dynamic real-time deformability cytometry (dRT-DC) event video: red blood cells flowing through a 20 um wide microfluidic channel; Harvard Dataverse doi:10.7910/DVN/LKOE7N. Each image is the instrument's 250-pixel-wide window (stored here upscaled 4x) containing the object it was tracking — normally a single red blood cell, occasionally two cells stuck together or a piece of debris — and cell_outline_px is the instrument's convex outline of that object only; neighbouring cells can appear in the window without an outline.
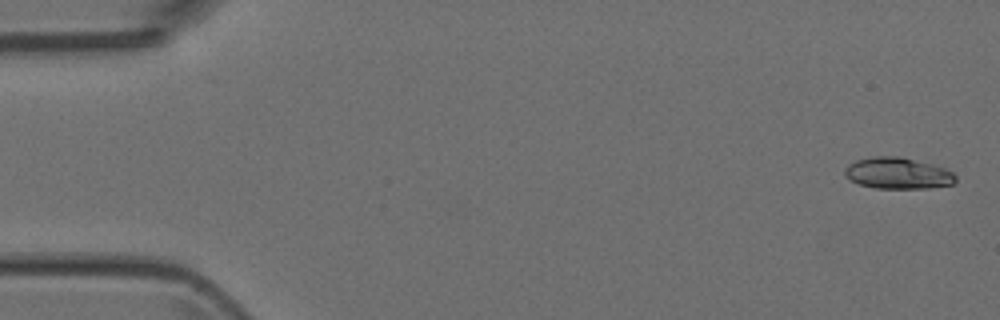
{"species": "Egyptian fruit bat (a non-hibernating species)", "species_latin": "Rousettus aegyptiacus", "temperature_condition": "room temperature", "stored_images_in_passage": 51, "camera_frame_rate_fps": 3000, "um_per_image_px": 0.085, "animal": {"sex": "female"}, "frame": {"image": 1, "passage_image": 1, "time_ms": 0.0, "image_size_px": [1000, 320], "cell_outline_px": [[956, 180], [952, 184], [928, 188], [876, 188], [860, 184], [844, 176], [844, 168], [848, 164], [856, 160], [872, 156], [900, 156], [932, 164], [944, 168], [952, 172], [956, 176]], "centroid_in_image_um": [76.29, 14.71], "position_along_channel_um": 8.7, "area_um2": 20.23}}
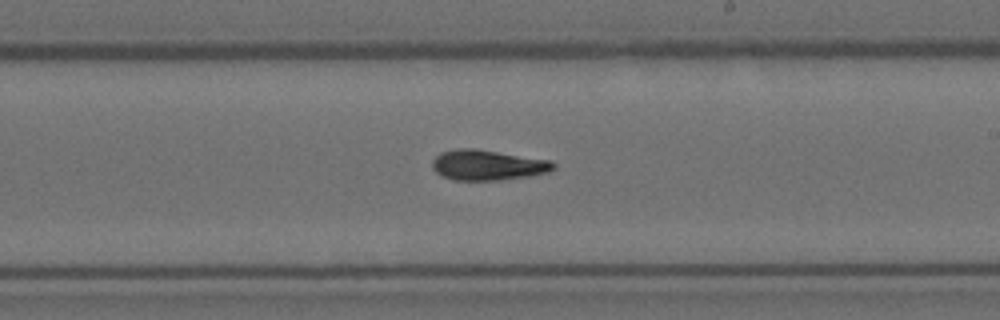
{"frame": {"image": 2, "passage_image": 29, "time_ms": 9.333, "image_size_px": [1000, 320], "cell_outline_px": [[556, 168], [548, 172], [528, 176], [496, 180], [452, 180], [436, 172], [432, 168], [432, 160], [440, 152], [456, 148], [476, 148], [552, 160], [556, 164]], "centroid_in_image_um": [41.46, 14.01], "position_along_channel_um": 247.5, "area_um2": 21.62}}
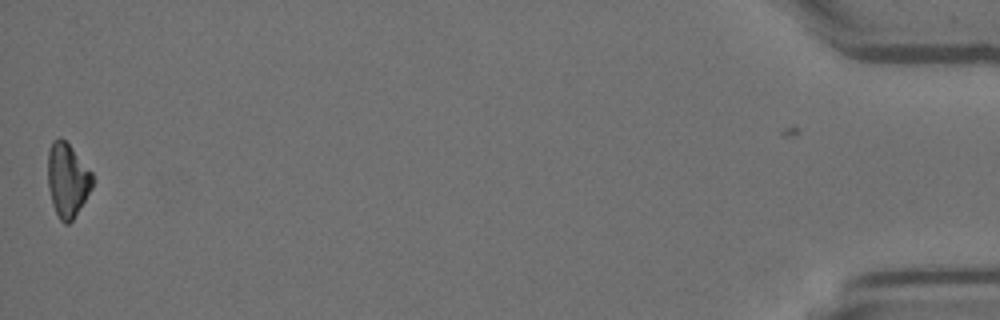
{"frame": {"image": 3, "passage_image": 50, "time_ms": 16.333, "image_size_px": [1000, 320], "cell_outline_px": [[92, 188], [72, 220], [68, 224], [64, 224], [60, 220], [52, 204], [48, 188], [48, 148], [52, 140], [60, 136], [72, 148], [92, 172]], "centroid_in_image_um": [5.71, 15.28], "position_along_channel_um": 429.5, "area_um2": 19.13}}